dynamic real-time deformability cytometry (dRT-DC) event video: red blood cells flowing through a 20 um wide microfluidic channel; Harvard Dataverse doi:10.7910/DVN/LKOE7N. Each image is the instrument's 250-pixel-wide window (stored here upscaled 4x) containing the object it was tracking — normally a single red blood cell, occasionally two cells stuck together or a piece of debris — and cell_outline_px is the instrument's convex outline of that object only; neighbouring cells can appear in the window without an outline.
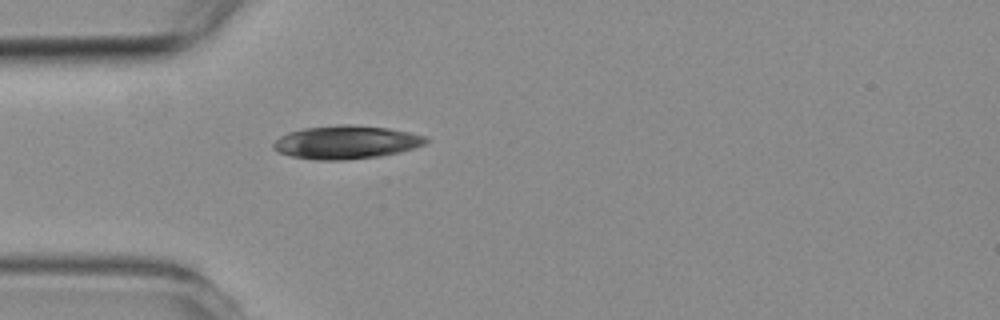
{"species": "common noctule bat (a hibernating species)", "species_latin": "Nyctalus noctula", "temperature_condition": "room temperature", "stored_images_in_passage": 2, "camera_frame_rate_fps": 3000, "um_per_image_px": 0.085, "animal": {"sex": "female", "body_mass_g": 19.3, "forearm_length_mm": 54.1}, "frame": {"image": 1, "passage_image": 2, "time_ms": 1.0, "image_size_px": [1000, 320], "cell_outline_px": [[428, 140], [424, 144], [400, 152], [380, 156], [344, 160], [316, 160], [292, 156], [280, 152], [272, 148], [272, 144], [280, 136], [288, 132], [304, 128], [336, 124], [348, 124], [388, 128], [408, 132], [424, 136]], "centroid_in_image_um": [29.39, 12.08], "position_along_channel_um": 55.6, "area_um2": 29.48}}